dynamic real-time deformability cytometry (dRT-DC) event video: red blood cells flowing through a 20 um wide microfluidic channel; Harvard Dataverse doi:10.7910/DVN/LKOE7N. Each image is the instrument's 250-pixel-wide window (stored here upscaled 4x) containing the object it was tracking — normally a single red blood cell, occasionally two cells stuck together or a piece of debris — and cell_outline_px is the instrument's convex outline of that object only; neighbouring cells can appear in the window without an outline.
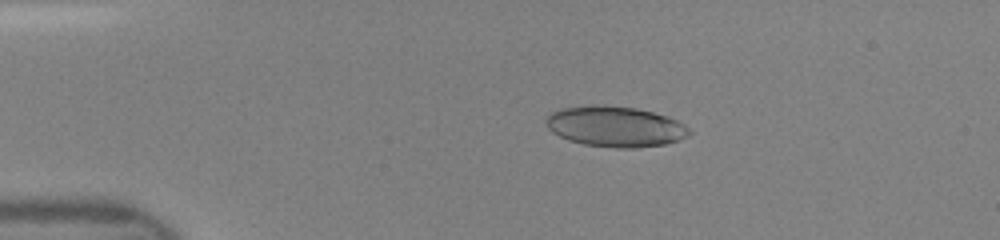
{"species": "human", "species_latin": "Homo sapiens", "temperature_condition": "room temperature", "stored_images_in_passage": 47, "camera_frame_rate_fps": 3000, "um_per_image_px": 0.085, "donor": {"sex": "female"}, "frame": {"image": 1, "passage_image": 9, "time_ms": 2.667, "image_size_px": [1000, 240], "cell_outline_px": [[692, 132], [688, 136], [680, 140], [664, 144], [636, 148], [616, 148], [584, 144], [568, 140], [552, 132], [548, 128], [544, 120], [552, 112], [560, 108], [592, 104], [604, 104], [636, 108], [668, 116], [684, 124]], "centroid_in_image_um": [52.29, 10.74], "position_along_channel_um": 32.7, "area_um2": 34.16}}
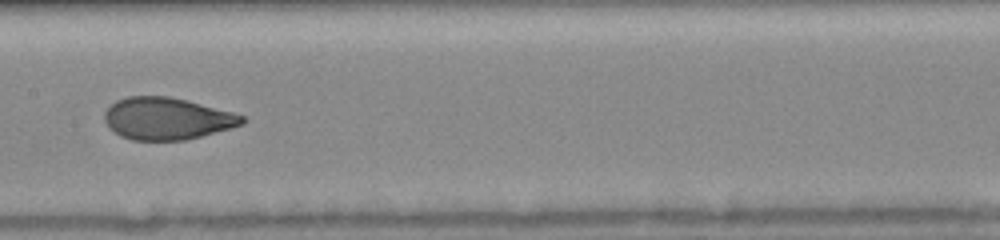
{"frame": {"image": 2, "passage_image": 24, "time_ms": 7.667, "image_size_px": [1000, 240], "cell_outline_px": [[248, 120], [244, 124], [232, 128], [184, 140], [132, 140], [120, 136], [108, 128], [104, 120], [104, 112], [116, 100], [128, 96], [168, 96], [188, 100], [232, 112], [244, 116]], "centroid_in_image_um": [14.19, 10.08], "position_along_channel_um": 193.2, "area_um2": 33.93}}
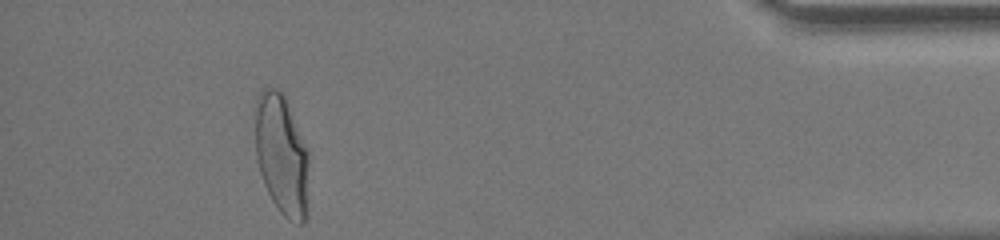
{"frame": {"image": 3, "passage_image": 43, "time_ms": 14.0, "image_size_px": [1000, 240], "cell_outline_px": [[308, 216], [304, 224], [300, 224], [288, 220], [280, 212], [272, 200], [264, 184], [260, 172], [256, 156], [252, 112], [256, 96], [264, 88], [280, 88], [284, 96], [308, 152]], "centroid_in_image_um": [23.91, 13.15], "position_along_channel_um": 411.3, "area_um2": 38.67}}